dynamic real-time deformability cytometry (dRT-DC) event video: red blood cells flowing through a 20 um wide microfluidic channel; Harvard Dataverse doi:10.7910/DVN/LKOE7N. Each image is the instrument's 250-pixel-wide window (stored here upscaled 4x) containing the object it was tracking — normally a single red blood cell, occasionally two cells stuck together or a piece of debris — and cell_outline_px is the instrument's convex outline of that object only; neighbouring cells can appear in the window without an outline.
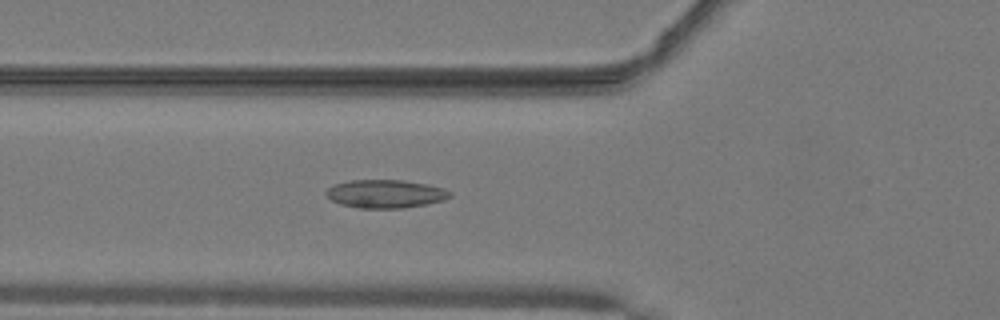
{"species": "common noctule bat (a hibernating species)", "species_latin": "Nyctalus noctula", "temperature_condition": "warm", "stored_images_in_passage": 40, "camera_frame_rate_fps": 3000, "um_per_image_px": 0.085, "animal": {"sex": "male", "body_mass_g": 19.2, "forearm_length_mm": 51.8}, "frame": {"image": 1, "passage_image": 8, "time_ms": 2.333, "image_size_px": [1000, 320], "cell_outline_px": [[452, 196], [444, 200], [404, 208], [360, 208], [340, 204], [332, 200], [324, 192], [328, 188], [336, 184], [348, 180], [404, 180], [428, 184], [444, 188], [452, 192]], "centroid_in_image_um": [32.79, 16.47], "position_along_channel_um": 93.0, "area_um2": 20.4}}
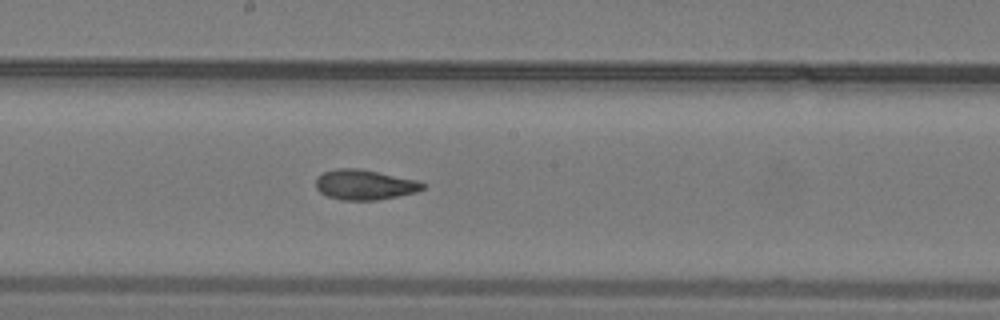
{"frame": {"image": 2, "passage_image": 17, "time_ms": 5.333, "image_size_px": [1000, 320], "cell_outline_px": [[428, 184], [424, 188], [416, 192], [376, 200], [340, 200], [328, 196], [320, 192], [316, 188], [316, 180], [324, 172], [340, 168], [360, 168], [416, 180]], "centroid_in_image_um": [31.01, 15.7], "position_along_channel_um": 217.2, "area_um2": 18.61}}
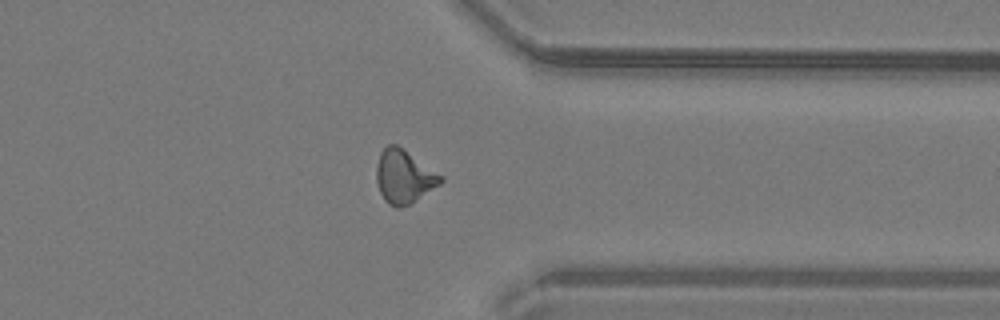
{"frame": {"image": 3, "passage_image": 29, "time_ms": 9.333, "image_size_px": [1000, 320], "cell_outline_px": [[444, 180], [440, 184], [408, 204], [400, 208], [396, 208], [388, 204], [384, 200], [380, 192], [376, 180], [376, 164], [380, 152], [388, 144], [396, 144], [444, 176]], "centroid_in_image_um": [34.32, 15.0], "position_along_channel_um": 377.1, "area_um2": 19.88}, "authors_computed_cell_mechanics": {"area_um2": 18.9584, "velocity_mm_per_s": 4.1097, "shape_relaxation_time_tau1_ms": null, "shape_relaxation_time_tau2_ms": 2.8288, "deformation_change_tau1": null, "deformation_change_tau2": 0.1002}}